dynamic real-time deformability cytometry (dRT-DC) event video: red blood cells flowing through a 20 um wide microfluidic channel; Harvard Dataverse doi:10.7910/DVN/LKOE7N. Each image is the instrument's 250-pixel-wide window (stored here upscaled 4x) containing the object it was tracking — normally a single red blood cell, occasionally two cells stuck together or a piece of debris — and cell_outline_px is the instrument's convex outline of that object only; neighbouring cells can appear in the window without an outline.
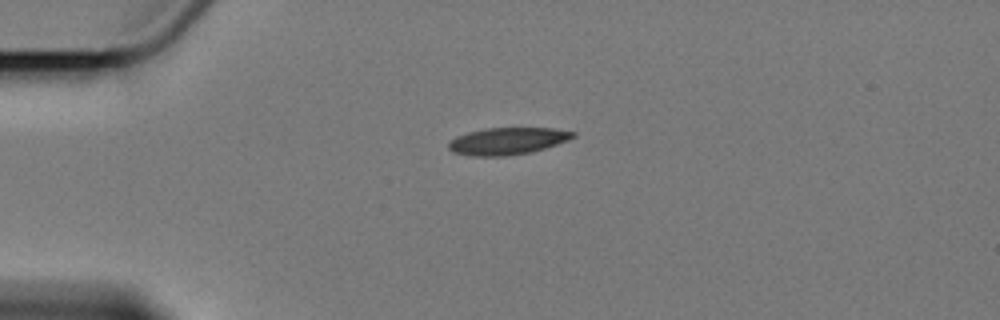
{"species": "Egyptian fruit bat (a non-hibernating species)", "species_latin": "Rousettus aegyptiacus", "temperature_condition": "cold", "stored_images_in_passage": 3, "camera_frame_rate_fps": 3000, "um_per_image_px": 0.085, "animal": {"sex": "female"}, "frame": {"image": 1, "passage_image": 1, "time_ms": 0.0, "image_size_px": [1000, 320], "cell_outline_px": [[576, 136], [556, 144], [532, 152], [504, 156], [472, 156], [452, 152], [448, 148], [448, 144], [456, 136], [468, 132], [484, 128], [552, 128], [576, 132]], "centroid_in_image_um": [43.11, 11.99], "position_along_channel_um": 41.9, "area_um2": 19.54}}
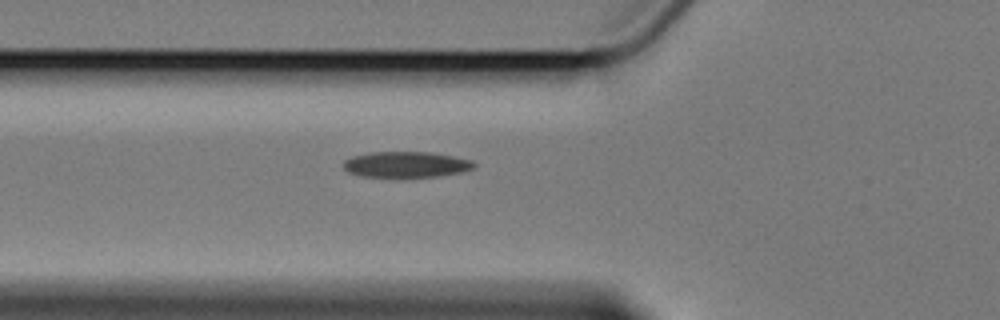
{"frame": {"image": 2, "passage_image": 3, "time_ms": 2.333, "image_size_px": [1000, 320], "cell_outline_px": [[476, 164], [472, 168], [460, 172], [436, 176], [360, 176], [348, 172], [344, 168], [344, 160], [352, 156], [372, 152], [432, 152], [472, 160]], "centroid_in_image_um": [34.5, 13.96], "position_along_channel_um": 91.3, "area_um2": 19.31}}